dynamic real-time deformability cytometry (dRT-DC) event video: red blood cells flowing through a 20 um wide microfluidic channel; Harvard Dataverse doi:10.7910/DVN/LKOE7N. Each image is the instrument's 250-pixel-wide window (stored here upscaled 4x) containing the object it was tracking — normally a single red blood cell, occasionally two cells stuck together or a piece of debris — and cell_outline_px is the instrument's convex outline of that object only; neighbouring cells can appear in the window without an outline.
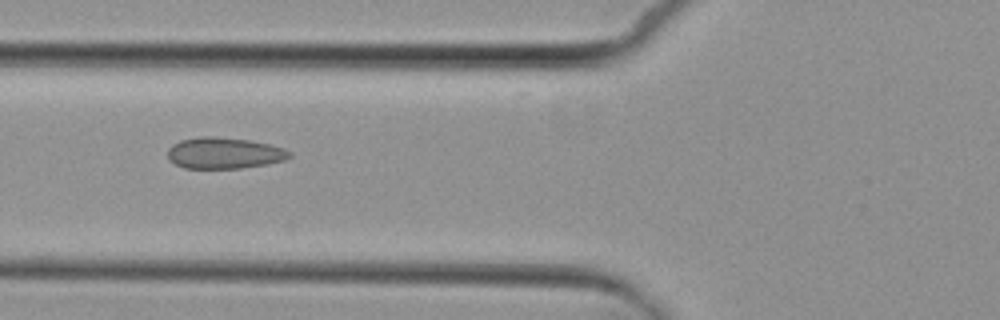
{"species": "common noctule bat (a hibernating species)", "species_latin": "Nyctalus noctula", "temperature_condition": "cold", "stored_images_in_passage": 7, "camera_frame_rate_fps": 3000, "um_per_image_px": 0.085, "animal": {"sex": "female", "body_mass_g": 29.2, "forearm_length_mm": 56.3}, "frame": {"image": 1, "passage_image": 6, "time_ms": 6.667, "image_size_px": [1000, 320], "cell_outline_px": [[292, 156], [284, 160], [268, 164], [240, 168], [184, 168], [168, 160], [168, 148], [172, 144], [180, 140], [200, 136], [212, 136], [248, 140], [272, 144], [284, 148], [292, 152]], "centroid_in_image_um": [19.07, 13.0], "position_along_channel_um": 106.7, "area_um2": 22.37}}
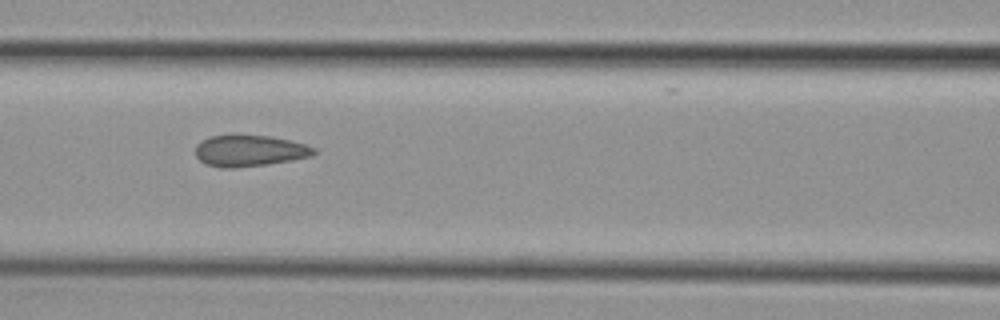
{"frame": {"image": 2, "passage_image": 7, "time_ms": 7.667, "image_size_px": [1000, 320], "cell_outline_px": [[316, 152], [312, 156], [292, 160], [236, 168], [220, 168], [208, 164], [200, 160], [196, 156], [196, 144], [212, 136], [232, 132], [272, 136], [308, 144], [316, 148]], "centroid_in_image_um": [21.22, 12.77], "position_along_channel_um": 145.4, "area_um2": 22.25}}